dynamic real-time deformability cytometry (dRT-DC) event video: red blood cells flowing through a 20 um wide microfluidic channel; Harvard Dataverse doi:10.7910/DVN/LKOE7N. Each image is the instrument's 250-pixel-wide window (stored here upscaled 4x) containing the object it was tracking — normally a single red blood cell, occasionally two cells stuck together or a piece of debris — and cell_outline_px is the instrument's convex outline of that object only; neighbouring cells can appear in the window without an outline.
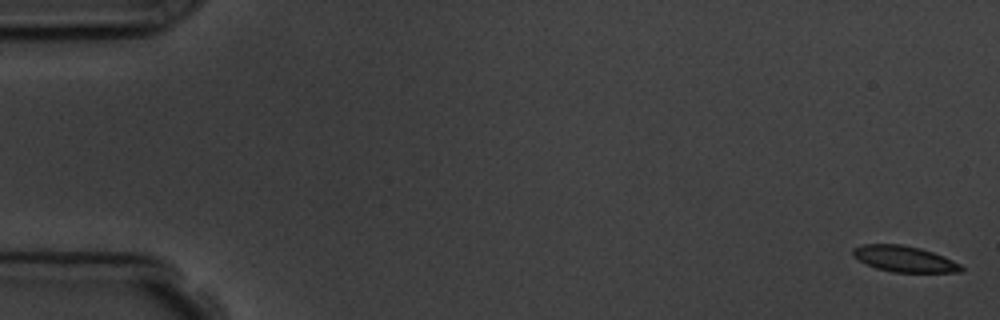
{"species": "common noctule bat (a hibernating species)", "species_latin": "Nyctalus noctula", "temperature_condition": "room temperature", "stored_images_in_passage": 9, "camera_frame_rate_fps": 3000, "um_per_image_px": 0.085, "animal": {"sex": "male", "body_mass_g": 19.5, "forearm_length_mm": 54.6}, "frame": {"image": 1, "passage_image": 1, "time_ms": 0.0, "image_size_px": [1000, 320], "cell_outline_px": [[964, 272], [892, 272], [876, 268], [852, 256], [852, 248], [860, 244], [900, 244], [920, 248], [944, 256], [960, 264], [964, 268]], "centroid_in_image_um": [76.86, 22.0], "position_along_channel_um": 8.1, "area_um2": 16.42}}
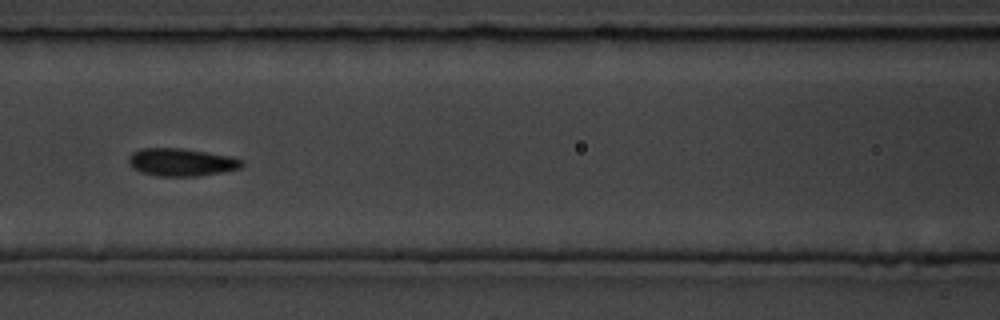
{"frame": {"image": 2, "passage_image": 7, "time_ms": 7.667, "image_size_px": [1000, 320], "cell_outline_px": [[244, 164], [240, 168], [200, 176], [156, 176], [140, 172], [132, 168], [128, 164], [128, 156], [132, 152], [140, 148], [180, 148], [228, 156], [244, 160]], "centroid_in_image_um": [15.35, 13.79], "position_along_channel_um": 151.2, "area_um2": 18.32}}